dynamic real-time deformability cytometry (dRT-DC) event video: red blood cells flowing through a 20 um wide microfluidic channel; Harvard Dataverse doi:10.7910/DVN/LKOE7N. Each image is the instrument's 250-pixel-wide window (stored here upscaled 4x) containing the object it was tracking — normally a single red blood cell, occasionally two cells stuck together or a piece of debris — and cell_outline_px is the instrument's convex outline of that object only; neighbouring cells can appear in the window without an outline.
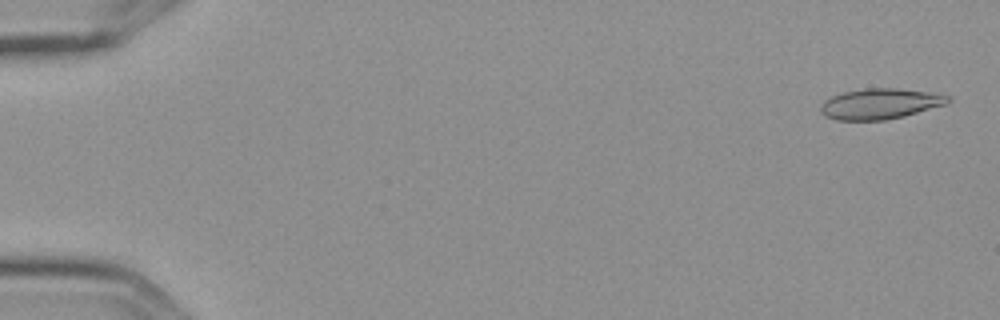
{"species": "Egyptian fruit bat (a non-hibernating species)", "species_latin": "Rousettus aegyptiacus", "temperature_condition": "cold", "stored_images_in_passage": 5, "camera_frame_rate_fps": 3000, "um_per_image_px": 0.085, "frame": {"image": 1, "passage_image": 1, "time_ms": 0.0, "image_size_px": [1000, 320], "cell_outline_px": [[952, 100], [944, 104], [904, 116], [884, 120], [836, 120], [824, 116], [820, 112], [820, 108], [824, 100], [832, 96], [844, 92], [864, 88], [896, 88], [952, 96]], "centroid_in_image_um": [74.76, 8.83], "position_along_channel_um": 10.2, "area_um2": 22.48}}
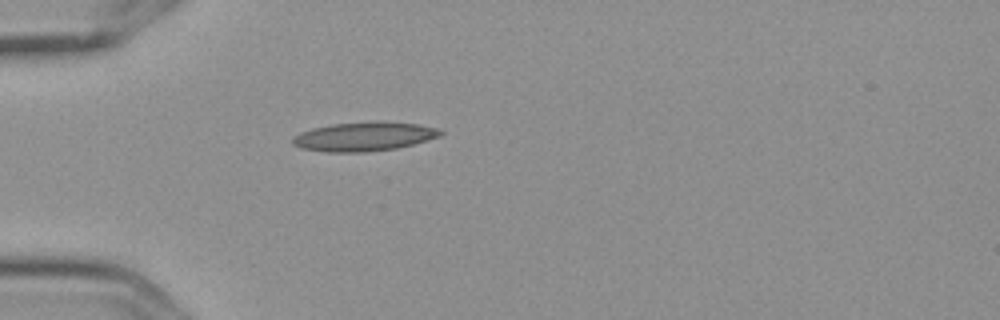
{"frame": {"image": 2, "passage_image": 5, "time_ms": 1.333, "image_size_px": [1000, 320], "cell_outline_px": [[444, 132], [440, 136], [428, 140], [396, 148], [364, 152], [328, 152], [300, 148], [292, 144], [292, 136], [300, 132], [312, 128], [332, 124], [376, 120], [380, 120], [416, 124], [440, 128]], "centroid_in_image_um": [30.94, 11.59], "position_along_channel_um": 54.1, "area_um2": 25.32}}